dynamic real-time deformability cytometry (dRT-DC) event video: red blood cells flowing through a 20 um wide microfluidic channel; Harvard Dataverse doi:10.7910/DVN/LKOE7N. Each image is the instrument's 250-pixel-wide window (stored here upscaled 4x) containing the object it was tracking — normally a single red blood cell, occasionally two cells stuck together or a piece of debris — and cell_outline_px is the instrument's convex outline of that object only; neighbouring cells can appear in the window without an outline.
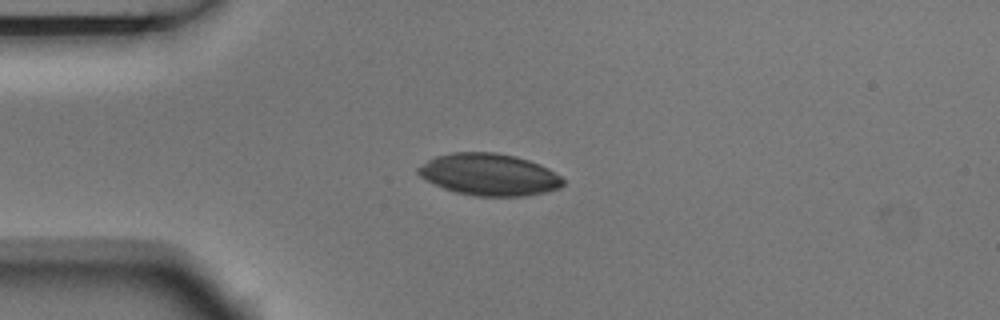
{"species": "Egyptian fruit bat (a non-hibernating species)", "species_latin": "Rousettus aegyptiacus", "temperature_condition": "room temperature", "stored_images_in_passage": 7, "camera_frame_rate_fps": 3000, "um_per_image_px": 0.085, "animal": {"sex": "male"}, "frame": {"image": 1, "passage_image": 4, "time_ms": 1.0, "image_size_px": [1000, 320], "cell_outline_px": [[564, 184], [560, 188], [544, 192], [524, 196], [476, 196], [456, 192], [444, 188], [420, 176], [416, 172], [416, 168], [428, 160], [436, 156], [452, 152], [496, 152], [516, 156], [540, 164], [548, 168], [560, 176], [564, 180]], "centroid_in_image_um": [41.59, 14.83], "position_along_channel_um": 43.4, "area_um2": 35.32}}
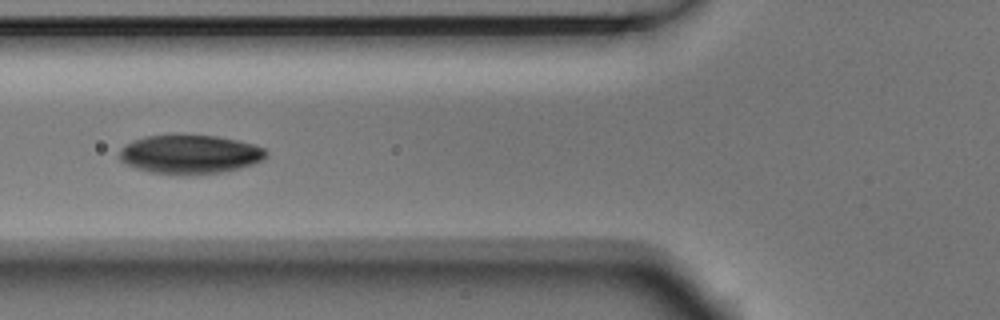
{"frame": {"image": 2, "passage_image": 6, "time_ms": 1.667, "image_size_px": [1000, 320], "cell_outline_px": [[268, 156], [252, 164], [240, 168], [224, 172], [188, 176], [184, 176], [148, 172], [136, 168], [120, 160], [120, 152], [132, 140], [144, 136], [216, 136], [236, 140], [252, 144], [264, 148], [268, 152]], "centroid_in_image_um": [16.16, 13.15], "position_along_channel_um": 109.6, "area_um2": 33.12}}
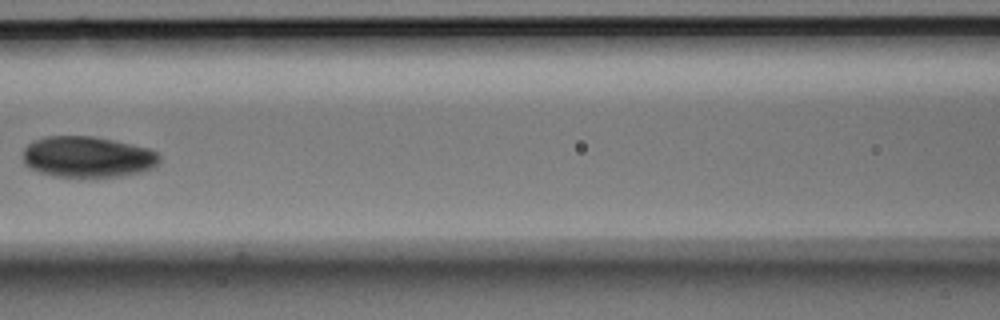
{"frame": {"image": 3, "passage_image": 7, "time_ms": 2.0, "image_size_px": [1000, 320], "cell_outline_px": [[160, 160], [156, 168], [124, 176], [56, 176], [40, 172], [28, 168], [24, 164], [24, 148], [32, 140], [44, 136], [92, 136], [132, 144], [148, 148], [156, 152], [160, 156]], "centroid_in_image_um": [7.45, 13.33], "position_along_channel_um": 159.1, "area_um2": 32.71}}